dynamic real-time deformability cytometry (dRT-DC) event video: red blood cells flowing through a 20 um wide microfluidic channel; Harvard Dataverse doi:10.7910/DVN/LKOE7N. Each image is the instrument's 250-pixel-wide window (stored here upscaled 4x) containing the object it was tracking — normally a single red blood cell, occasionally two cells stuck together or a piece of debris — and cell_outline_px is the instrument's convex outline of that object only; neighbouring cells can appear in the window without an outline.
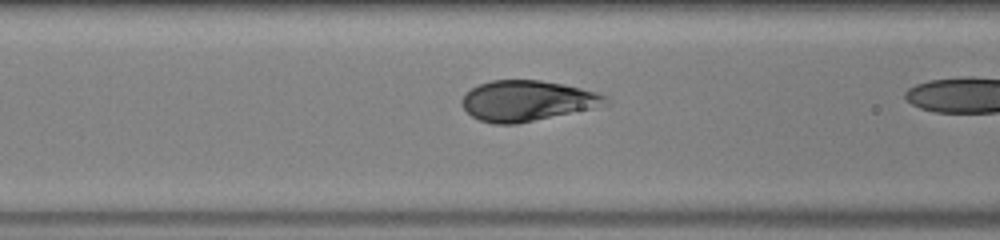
{"species": "human", "species_latin": "Homo sapiens", "temperature_condition": "warm", "stored_images_in_passage": 17, "camera_frame_rate_fps": 3000, "um_per_image_px": 0.085, "donor": {"sex": "male"}, "frame": {"image": 1, "passage_image": 15, "time_ms": 4.667, "image_size_px": [1000, 240], "cell_outline_px": [[612, 104], [516, 124], [492, 124], [480, 120], [472, 116], [460, 104], [460, 100], [472, 88], [480, 84], [492, 80], [540, 80], [564, 84], [596, 92], [608, 96]], "centroid_in_image_um": [44.83, 8.57], "position_along_channel_um": 121.8, "area_um2": 33.93}}